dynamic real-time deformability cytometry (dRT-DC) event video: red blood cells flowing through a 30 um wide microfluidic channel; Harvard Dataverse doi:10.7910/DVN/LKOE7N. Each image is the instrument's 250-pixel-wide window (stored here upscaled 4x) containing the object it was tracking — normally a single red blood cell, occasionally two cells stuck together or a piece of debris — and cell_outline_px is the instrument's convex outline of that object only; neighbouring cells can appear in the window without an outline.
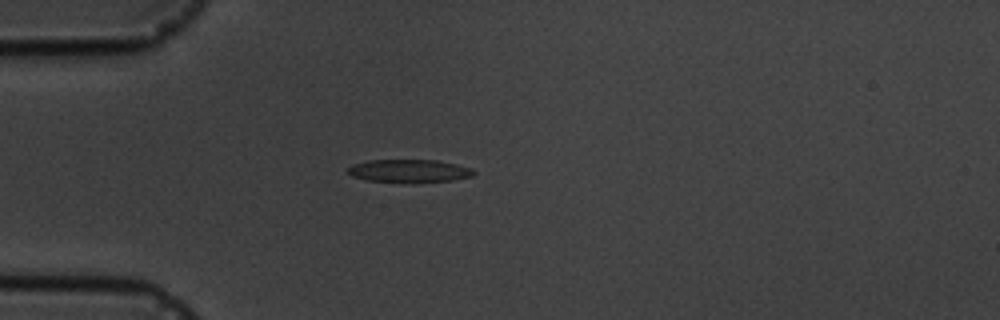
{"species": "common noctule bat (a hibernating species)", "species_latin": "Nyctalus noctula", "temperature_condition": "cold", "stored_images_in_passage": 5, "camera_frame_rate_fps": 3000, "um_per_image_px": 0.085, "animal": {"sex": "male", "body_mass_g": 19.5, "forearm_length_mm": 54.6}, "frame": {"image": 1, "passage_image": 4, "time_ms": 4.333, "image_size_px": [1000, 320], "cell_outline_px": [[476, 172], [472, 176], [452, 180], [368, 180], [352, 176], [348, 172], [348, 168], [352, 164], [372, 160], [436, 160], [456, 164], [472, 168]], "centroid_in_image_um": [34.8, 14.48], "position_along_channel_um": 50.2, "area_um2": 15.9}}